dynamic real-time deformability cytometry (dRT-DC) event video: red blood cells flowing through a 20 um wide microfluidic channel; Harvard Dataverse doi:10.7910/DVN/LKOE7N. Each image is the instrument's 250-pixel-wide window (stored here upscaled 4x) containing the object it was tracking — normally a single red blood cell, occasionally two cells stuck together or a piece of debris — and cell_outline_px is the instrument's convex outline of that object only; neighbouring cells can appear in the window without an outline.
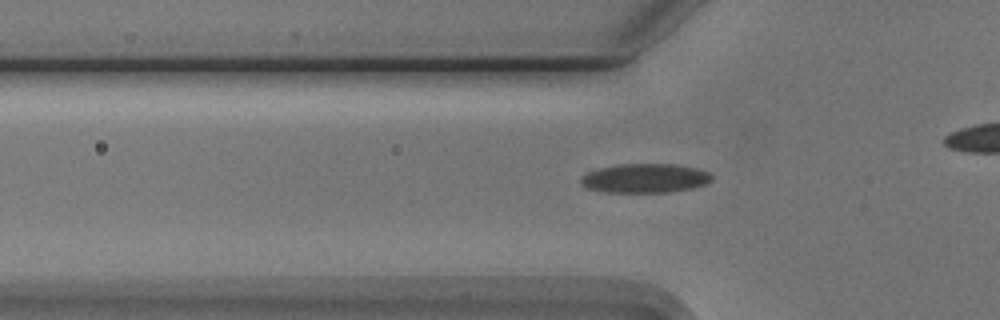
{"species": "Egyptian fruit bat (a non-hibernating species)", "species_latin": "Rousettus aegyptiacus", "temperature_condition": "cold", "stored_images_in_passage": 39, "camera_frame_rate_fps": 3000, "um_per_image_px": 0.085, "animal": {"sex": "male"}, "frame": {"image": 1, "passage_image": 7, "time_ms": 2.0, "image_size_px": [1000, 320], "cell_outline_px": [[712, 180], [704, 184], [692, 188], [668, 192], [604, 192], [588, 188], [580, 184], [580, 176], [588, 172], [600, 168], [620, 164], [676, 164], [696, 168], [712, 172]], "centroid_in_image_um": [54.83, 15.14], "position_along_channel_um": 71.0, "area_um2": 22.31}}
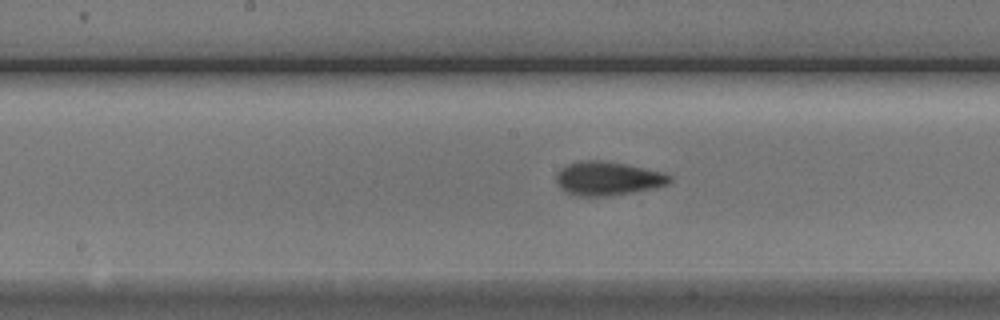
{"frame": {"image": 2, "passage_image": 17, "time_ms": 5.333, "image_size_px": [1000, 320], "cell_outline_px": [[672, 180], [668, 184], [656, 188], [608, 196], [576, 196], [564, 192], [560, 188], [556, 180], [556, 172], [560, 168], [568, 164], [580, 160], [604, 160], [664, 172], [672, 176]], "centroid_in_image_um": [51.64, 15.17], "position_along_channel_um": 196.6, "area_um2": 22.6}}
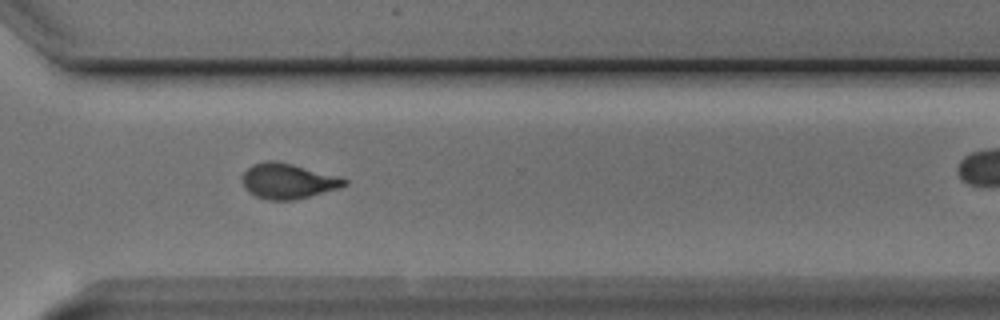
{"frame": {"image": 3, "passage_image": 29, "time_ms": 9.333, "image_size_px": [1000, 320], "cell_outline_px": [[348, 184], [340, 188], [292, 200], [268, 200], [256, 196], [248, 192], [244, 188], [240, 180], [240, 176], [252, 164], [268, 160], [276, 160], [340, 176], [348, 180]], "centroid_in_image_um": [24.44, 15.38], "position_along_channel_um": 346.2, "area_um2": 21.21}, "authors_computed_cell_mechanics": {"area_um2": 21.5016, "velocity_mm_per_s": 3.748, "shape_relaxation_time_tau1_ms": 3.7796, "shape_relaxation_time_tau2_ms": 1.4617, "deformation_change_tau1": 0.1235, "deformation_change_tau2": 0.0637}}